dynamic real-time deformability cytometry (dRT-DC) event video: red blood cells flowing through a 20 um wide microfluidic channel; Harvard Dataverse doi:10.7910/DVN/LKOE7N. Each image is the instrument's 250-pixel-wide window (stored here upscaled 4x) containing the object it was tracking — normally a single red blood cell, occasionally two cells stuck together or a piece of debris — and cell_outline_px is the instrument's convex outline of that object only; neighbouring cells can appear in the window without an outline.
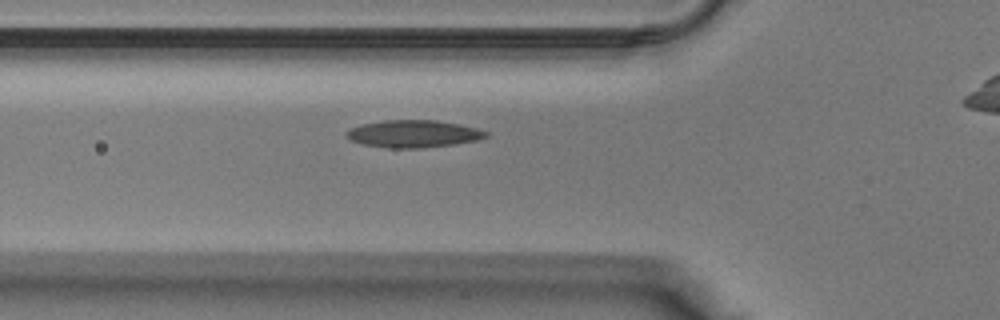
{"species": "Egyptian fruit bat (a non-hibernating species)", "species_latin": "Rousettus aegyptiacus", "temperature_condition": "warm", "stored_images_in_passage": 24, "camera_frame_rate_fps": 3000, "um_per_image_px": 0.085, "animal": {"sex": "male"}, "frame": {"image": 1, "passage_image": 3, "time_ms": 0.667, "image_size_px": [1000, 320], "cell_outline_px": [[488, 136], [476, 140], [452, 144], [420, 148], [388, 148], [360, 144], [344, 136], [344, 132], [352, 128], [364, 124], [384, 120], [436, 120], [476, 128], [488, 132]], "centroid_in_image_um": [35.09, 11.38], "position_along_channel_um": 90.7, "area_um2": 22.02}}
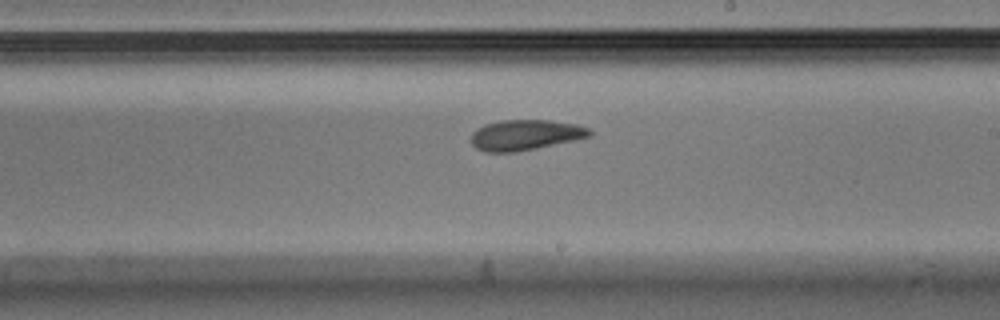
{"frame": {"image": 2, "passage_image": 12, "time_ms": 3.667, "image_size_px": [1000, 320], "cell_outline_px": [[592, 136], [536, 148], [516, 152], [484, 152], [476, 148], [472, 144], [472, 132], [484, 124], [500, 120], [548, 120], [576, 124], [588, 128], [592, 132]], "centroid_in_image_um": [44.64, 11.47], "position_along_channel_um": 244.4, "area_um2": 20.98}}
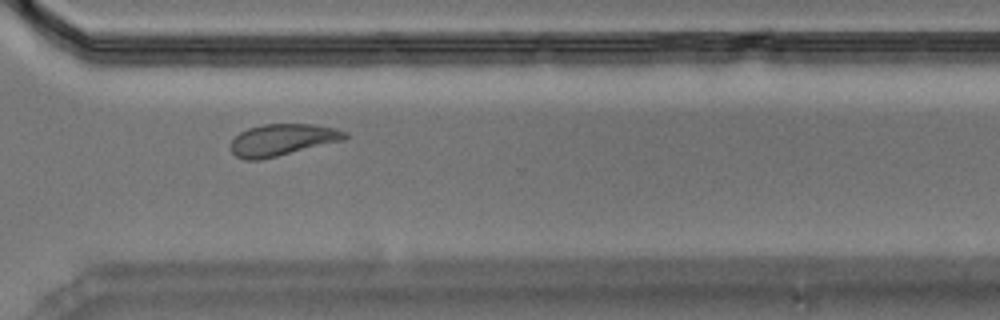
{"frame": {"image": 3, "passage_image": 18, "time_ms": 5.667, "image_size_px": [1000, 320], "cell_outline_px": [[348, 136], [344, 140], [260, 160], [244, 160], [236, 156], [232, 152], [232, 140], [240, 132], [248, 128], [264, 124], [312, 124], [336, 128], [348, 132]], "centroid_in_image_um": [24.02, 11.88], "position_along_channel_um": 346.6, "area_um2": 21.04}}